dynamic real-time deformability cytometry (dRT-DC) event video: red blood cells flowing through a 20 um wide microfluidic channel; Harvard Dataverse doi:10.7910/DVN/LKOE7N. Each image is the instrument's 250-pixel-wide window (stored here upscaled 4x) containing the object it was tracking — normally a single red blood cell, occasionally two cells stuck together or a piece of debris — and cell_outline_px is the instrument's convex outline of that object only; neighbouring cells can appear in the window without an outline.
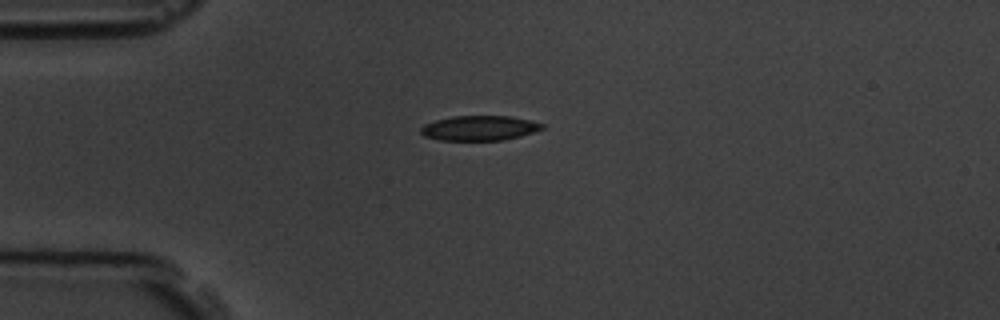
{"species": "common noctule bat (a hibernating species)", "species_latin": "Nyctalus noctula", "temperature_condition": "room temperature", "stored_images_in_passage": 5, "camera_frame_rate_fps": 3000, "um_per_image_px": 0.085, "animal": {"sex": "male", "body_mass_g": 19.5, "forearm_length_mm": 54.6}, "frame": {"image": 1, "passage_image": 1, "time_ms": 0.0, "image_size_px": [1000, 320], "cell_outline_px": [[544, 128], [520, 136], [504, 140], [440, 140], [424, 136], [420, 132], [420, 128], [424, 124], [436, 120], [452, 116], [512, 116], [544, 124]], "centroid_in_image_um": [40.73, 10.88], "position_along_channel_um": 44.3, "area_um2": 17.51}}
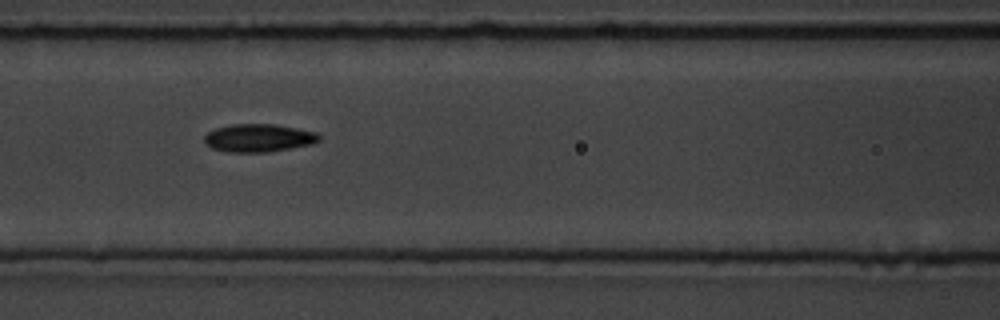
{"frame": {"image": 2, "passage_image": 4, "time_ms": 3.333, "image_size_px": [1000, 320], "cell_outline_px": [[320, 140], [312, 144], [268, 152], [228, 152], [212, 148], [204, 144], [204, 136], [208, 132], [216, 128], [232, 124], [276, 124], [316, 132], [320, 136]], "centroid_in_image_um": [21.96, 11.72], "position_along_channel_um": 144.6, "area_um2": 18.73}}
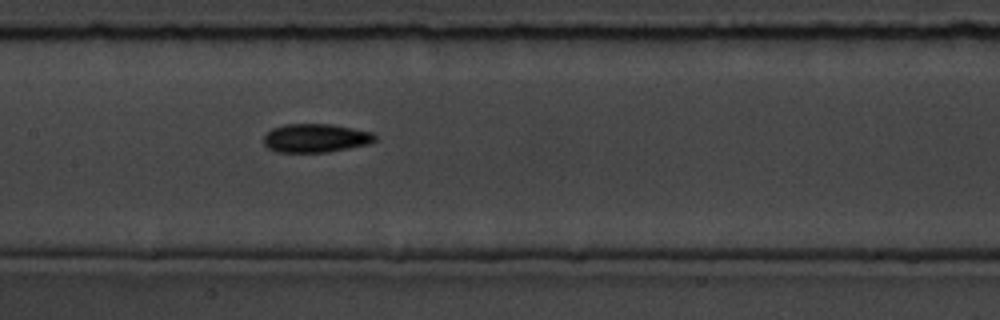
{"frame": {"image": 3, "passage_image": 5, "time_ms": 4.333, "image_size_px": [1000, 320], "cell_outline_px": [[376, 140], [368, 144], [348, 148], [324, 152], [276, 152], [268, 148], [264, 144], [264, 136], [272, 128], [284, 124], [332, 124], [372, 132], [376, 136]], "centroid_in_image_um": [26.81, 11.73], "position_along_channel_um": 180.6, "area_um2": 18.5}}